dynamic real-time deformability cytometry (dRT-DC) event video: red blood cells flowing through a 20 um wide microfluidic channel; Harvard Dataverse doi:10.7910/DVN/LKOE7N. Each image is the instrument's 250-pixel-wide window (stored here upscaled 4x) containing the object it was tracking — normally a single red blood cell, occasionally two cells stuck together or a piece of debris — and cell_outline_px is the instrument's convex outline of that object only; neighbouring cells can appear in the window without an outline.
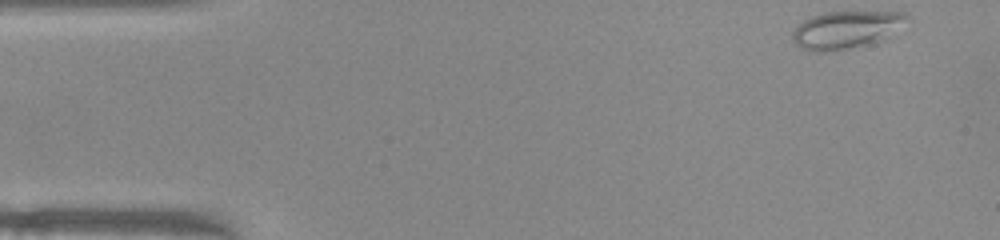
{"species": "common noctule bat (a hibernating species)", "species_latin": "Nyctalus noctula", "temperature_condition": "warm", "stored_images_in_passage": 48, "camera_frame_rate_fps": 3000, "um_per_image_px": 0.085, "animal": {"sex": "female", "body_mass_g": 22.0, "forearm_length_mm": 56.7}, "frame": {"image": 1, "passage_image": 1, "time_ms": 0.0, "image_size_px": [1000, 240], "cell_outline_px": [[912, 20], [896, 36], [872, 44], [824, 52], [812, 52], [800, 48], [792, 40], [792, 28], [804, 20], [812, 16], [828, 12], [904, 12]], "centroid_in_image_um": [72.03, 2.54], "position_along_channel_um": 13.0, "area_um2": 25.95}}
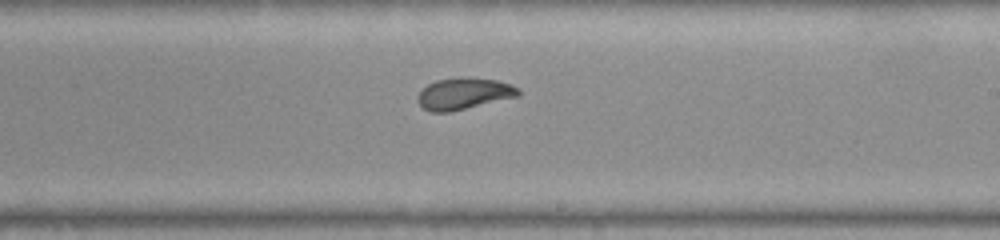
{"frame": {"image": 2, "passage_image": 27, "time_ms": 8.667, "image_size_px": [1000, 240], "cell_outline_px": [[520, 96], [448, 112], [432, 112], [424, 108], [416, 100], [416, 96], [428, 84], [436, 80], [496, 80], [512, 84], [520, 88]], "centroid_in_image_um": [39.45, 8.0], "position_along_channel_um": 249.6, "area_um2": 17.74}}
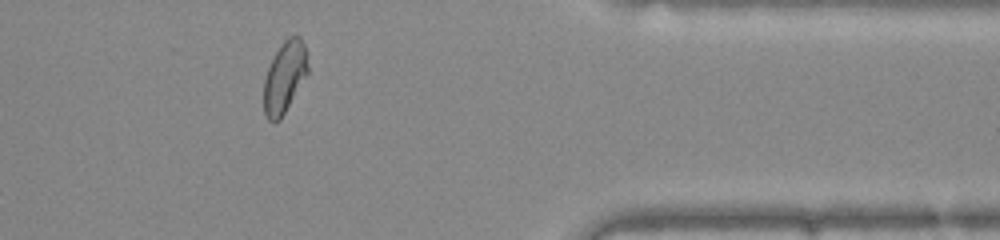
{"frame": {"image": 3, "passage_image": 39, "time_ms": 12.667, "image_size_px": [1000, 240], "cell_outline_px": [[308, 72], [280, 120], [268, 120], [264, 112], [264, 80], [268, 68], [276, 52], [284, 40], [288, 36], [300, 36], [308, 52]], "centroid_in_image_um": [24.21, 6.52], "position_along_channel_um": 387.2, "area_um2": 18.15}, "authors_computed_cell_mechanics": {"area_um2": 19.3919, "velocity_mm_per_s": 3.9848, "shape_relaxation_time_tau1_ms": null, "shape_relaxation_time_tau2_ms": 1.0492, "deformation_change_tau1": null, "deformation_change_tau2": 0.0529}}